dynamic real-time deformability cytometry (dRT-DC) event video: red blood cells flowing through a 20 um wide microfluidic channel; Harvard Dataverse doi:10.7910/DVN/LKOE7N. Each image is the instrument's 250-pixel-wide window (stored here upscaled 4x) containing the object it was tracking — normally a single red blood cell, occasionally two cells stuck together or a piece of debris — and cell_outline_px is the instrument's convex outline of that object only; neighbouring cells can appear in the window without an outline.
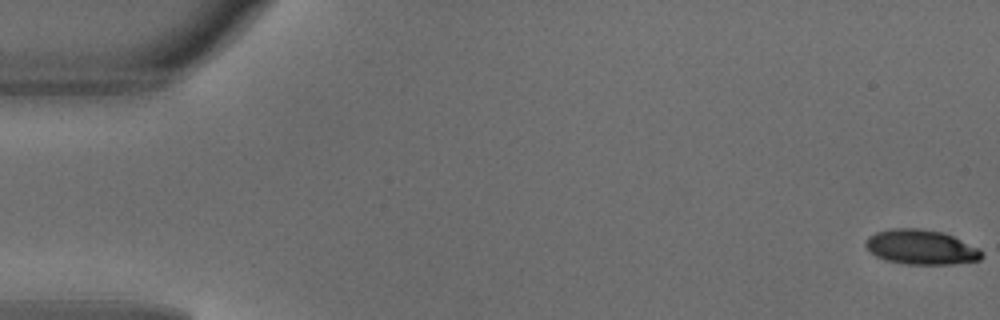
{"species": "common noctule bat (a hibernating species)", "species_latin": "Nyctalus noctula", "temperature_condition": "warm", "stored_images_in_passage": 4, "camera_frame_rate_fps": 3000, "um_per_image_px": 0.085, "animal": {"sex": "male", "body_mass_g": 18.8}, "frame": {"image": 1, "passage_image": 1, "time_ms": 0.0, "image_size_px": [1000, 320], "cell_outline_px": [[984, 256], [980, 260], [952, 264], [908, 264], [884, 260], [876, 256], [864, 244], [864, 240], [868, 236], [876, 232], [892, 228], [920, 228], [944, 232], [980, 248], [984, 252]], "centroid_in_image_um": [78.31, 21.0], "position_along_channel_um": 6.7, "area_um2": 23.76}}
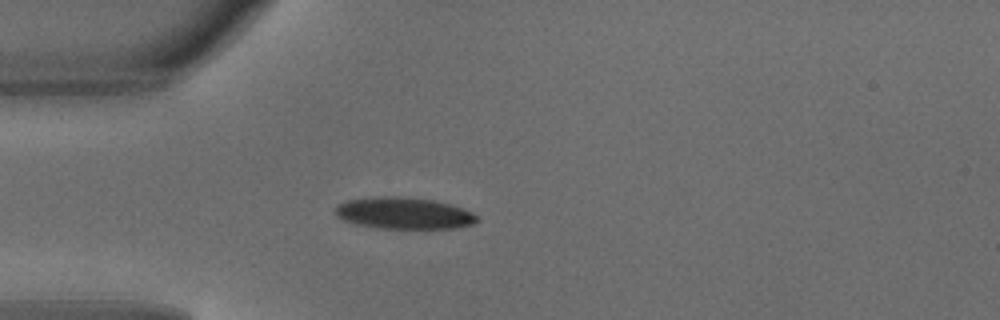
{"frame": {"image": 2, "passage_image": 4, "time_ms": 1.0, "image_size_px": [1000, 320], "cell_outline_px": [[480, 220], [472, 224], [452, 228], [376, 228], [356, 224], [344, 220], [336, 216], [336, 208], [344, 200], [372, 196], [400, 196], [432, 200], [448, 204], [472, 212]], "centroid_in_image_um": [34.28, 18.11], "position_along_channel_um": 50.7, "area_um2": 26.01}}